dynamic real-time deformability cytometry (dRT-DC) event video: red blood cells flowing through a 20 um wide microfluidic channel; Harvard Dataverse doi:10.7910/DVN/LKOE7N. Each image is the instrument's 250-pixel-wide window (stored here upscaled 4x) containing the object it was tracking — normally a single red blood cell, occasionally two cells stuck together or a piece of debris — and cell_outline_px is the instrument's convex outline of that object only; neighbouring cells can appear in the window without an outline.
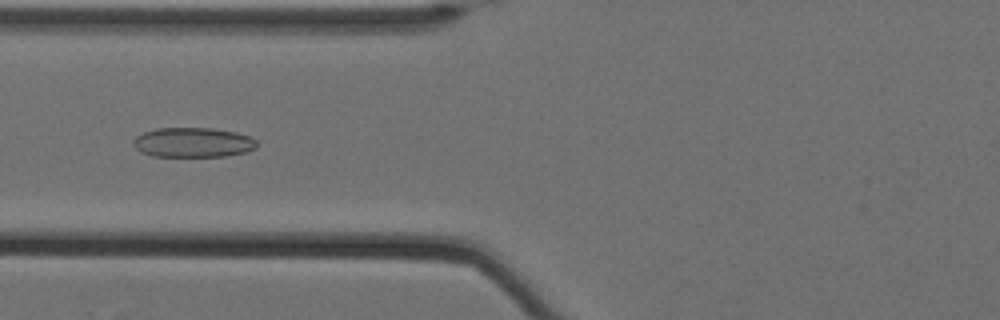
{"species": "Egyptian fruit bat (a non-hibernating species)", "species_latin": "Rousettus aegyptiacus", "temperature_condition": "cold", "stored_images_in_passage": 42, "camera_frame_rate_fps": 3000, "um_per_image_px": 0.085, "animal": {"sex": "female"}, "frame": {"image": 1, "passage_image": 14, "time_ms": 4.333, "image_size_px": [1000, 320], "cell_outline_px": [[256, 148], [244, 152], [224, 156], [152, 156], [140, 152], [132, 144], [132, 140], [136, 136], [144, 132], [156, 128], [212, 128], [236, 132], [248, 136], [256, 140]], "centroid_in_image_um": [16.36, 12.1], "position_along_channel_um": 109.4, "area_um2": 21.39}}
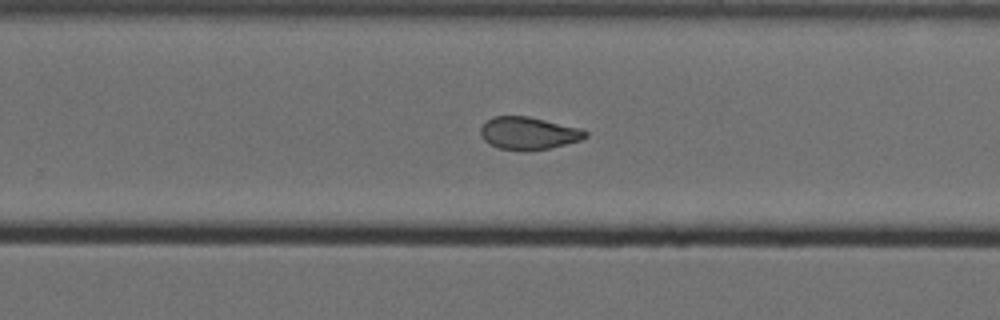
{"frame": {"image": 2, "passage_image": 29, "time_ms": 9.333, "image_size_px": [1000, 320], "cell_outline_px": [[588, 136], [580, 140], [552, 148], [524, 152], [500, 148], [484, 140], [480, 136], [480, 128], [492, 116], [528, 116], [580, 128], [588, 132]], "centroid_in_image_um": [44.93, 11.34], "position_along_channel_um": 284.9, "area_um2": 20.0}}
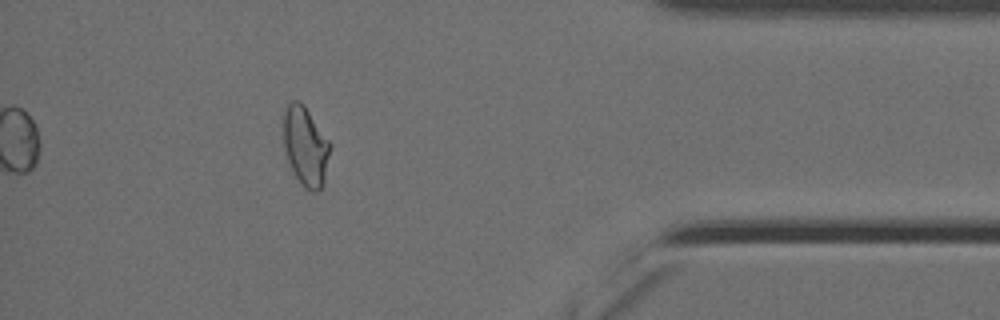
{"frame": {"image": 3, "passage_image": 42, "time_ms": 13.667, "image_size_px": [1000, 320], "cell_outline_px": [[332, 148], [324, 184], [316, 192], [312, 192], [304, 188], [296, 176], [288, 160], [284, 148], [284, 112], [288, 104], [292, 100], [300, 100], [304, 104], [332, 144]], "centroid_in_image_um": [26.01, 12.43], "position_along_channel_um": 409.2, "area_um2": 21.79}, "authors_computed_cell_mechanics": {"area_um2": 20.5768, "velocity_mm_per_s": 3.5062, "shape_relaxation_time_tau1_ms": null, "shape_relaxation_time_tau2_ms": 1.9236, "deformation_change_tau1": null, "deformation_change_tau2": 0.0769}}